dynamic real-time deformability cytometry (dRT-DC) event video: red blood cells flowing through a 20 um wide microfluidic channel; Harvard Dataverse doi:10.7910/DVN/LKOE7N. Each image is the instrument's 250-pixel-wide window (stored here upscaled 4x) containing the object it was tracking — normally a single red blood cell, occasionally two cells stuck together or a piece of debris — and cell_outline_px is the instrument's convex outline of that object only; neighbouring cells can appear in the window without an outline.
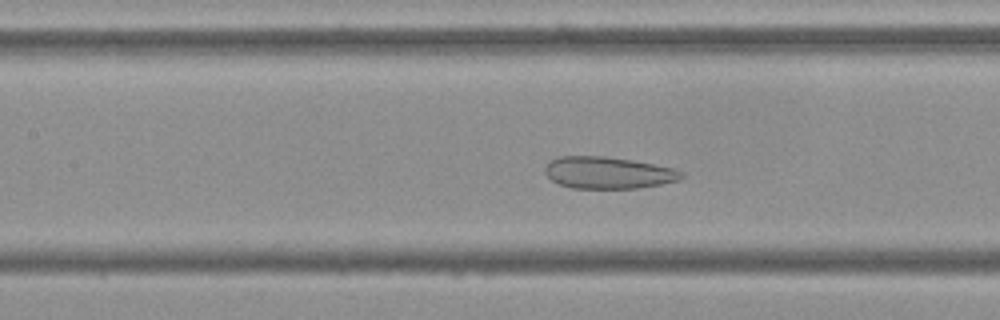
{"species": "Egyptian fruit bat (a non-hibernating species)", "species_latin": "Rousettus aegyptiacus", "temperature_condition": "cold", "stored_images_in_passage": 44, "camera_frame_rate_fps": 3000, "um_per_image_px": 0.085, "frame": {"image": 1, "passage_image": 14, "time_ms": 4.333, "image_size_px": [1000, 320], "cell_outline_px": [[684, 176], [680, 180], [660, 184], [636, 188], [572, 188], [560, 184], [552, 180], [544, 172], [544, 168], [548, 160], [556, 156], [604, 156], [632, 160], [676, 168], [684, 172]], "centroid_in_image_um": [51.68, 14.67], "position_along_channel_um": 155.7, "area_um2": 25.55}}
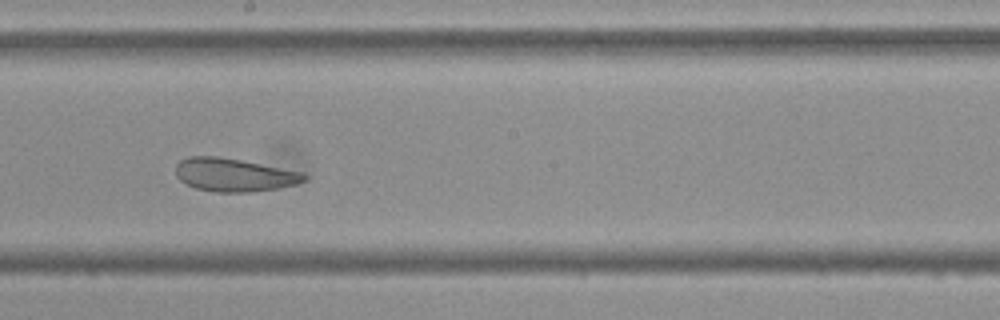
{"frame": {"image": 2, "passage_image": 20, "time_ms": 6.333, "image_size_px": [1000, 320], "cell_outline_px": [[308, 176], [304, 180], [296, 184], [276, 188], [248, 192], [216, 192], [196, 188], [180, 180], [176, 176], [176, 164], [180, 160], [188, 156], [216, 156], [240, 160], [304, 172]], "centroid_in_image_um": [19.88, 14.85], "position_along_channel_um": 228.3, "area_um2": 24.68}}
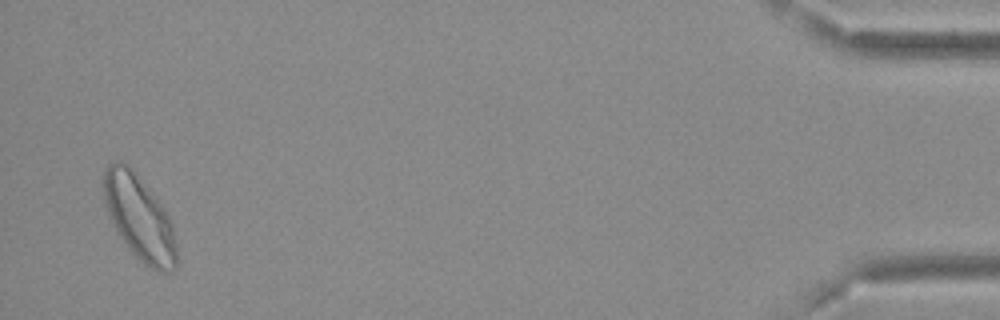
{"frame": {"image": 3, "passage_image": 43, "time_ms": 14.0, "image_size_px": [1000, 320], "cell_outline_px": [[176, 268], [172, 272], [160, 272], [144, 264], [128, 248], [116, 232], [104, 204], [100, 184], [104, 172], [108, 164], [116, 160], [120, 160], [128, 164], [132, 168], [160, 200], [168, 212], [172, 224], [176, 244]], "centroid_in_image_um": [11.82, 18.45], "position_along_channel_um": 423.4, "area_um2": 36.93}, "authors_computed_cell_mechanics": {"area_um2": 28.2064, "velocity_mm_per_s": 3.6397, "shape_relaxation_time_tau1_ms": null, "shape_relaxation_time_tau2_ms": 0.9497, "deformation_change_tau1": null, "deformation_change_tau2": 0.0719}}